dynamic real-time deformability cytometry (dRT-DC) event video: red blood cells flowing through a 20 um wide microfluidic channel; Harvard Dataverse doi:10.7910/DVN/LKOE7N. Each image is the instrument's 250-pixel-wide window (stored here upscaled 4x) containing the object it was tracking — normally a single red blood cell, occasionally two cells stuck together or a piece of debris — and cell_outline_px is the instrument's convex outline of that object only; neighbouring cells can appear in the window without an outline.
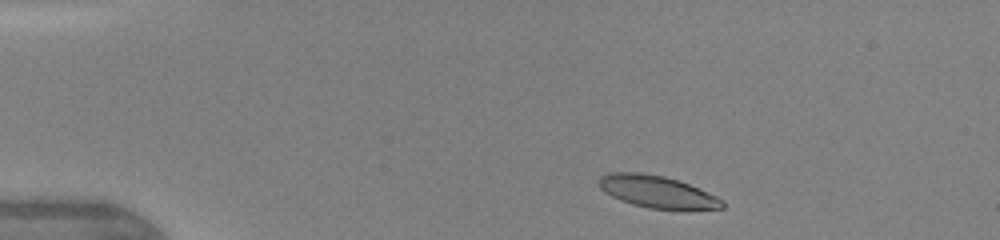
{"species": "human", "species_latin": "Homo sapiens", "temperature_condition": "warm", "stored_images_in_passage": 3, "camera_frame_rate_fps": 3000, "um_per_image_px": 0.085, "donor": {"sex": "female"}, "frame": {"image": 1, "passage_image": 1, "time_ms": 0.0, "image_size_px": [1000, 240], "cell_outline_px": [[724, 208], [688, 212], [648, 208], [632, 204], [620, 200], [604, 192], [600, 188], [600, 176], [608, 172], [640, 172], [664, 176], [688, 184], [716, 196], [724, 200]], "centroid_in_image_um": [55.92, 16.34], "position_along_channel_um": 29.1, "area_um2": 23.7}}